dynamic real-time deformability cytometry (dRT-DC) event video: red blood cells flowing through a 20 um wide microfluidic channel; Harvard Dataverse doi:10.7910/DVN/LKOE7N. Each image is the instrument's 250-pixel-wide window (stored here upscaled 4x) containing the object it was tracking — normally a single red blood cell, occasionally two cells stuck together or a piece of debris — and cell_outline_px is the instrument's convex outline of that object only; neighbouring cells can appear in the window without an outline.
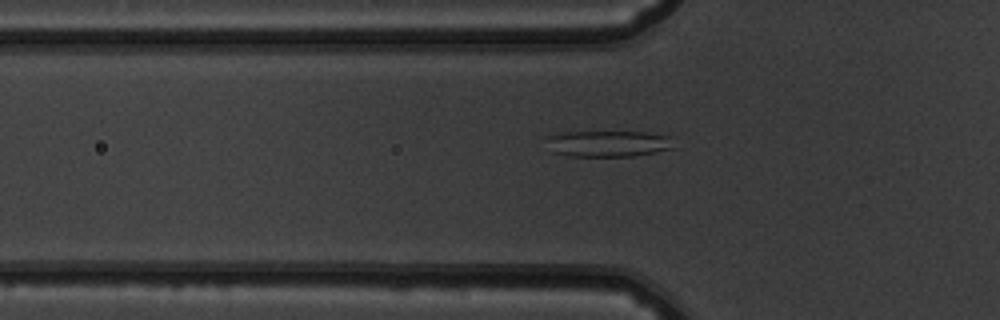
{"species": "common noctule bat (a hibernating species)", "species_latin": "Nyctalus noctula", "temperature_condition": "warm", "stored_images_in_passage": 36, "camera_frame_rate_fps": 3000, "um_per_image_px": 0.085, "animal": {"sex": "male", "body_mass_g": 19.5, "forearm_length_mm": 54.6}, "frame": {"image": 1, "passage_image": 3, "time_ms": 0.667, "image_size_px": [1000, 320], "cell_outline_px": [[672, 148], [656, 152], [632, 156], [568, 156], [552, 152], [544, 140], [544, 136], [564, 132], [648, 132], [672, 136]], "centroid_in_image_um": [51.64, 12.2], "position_along_channel_um": 74.2, "area_um2": 19.71}}
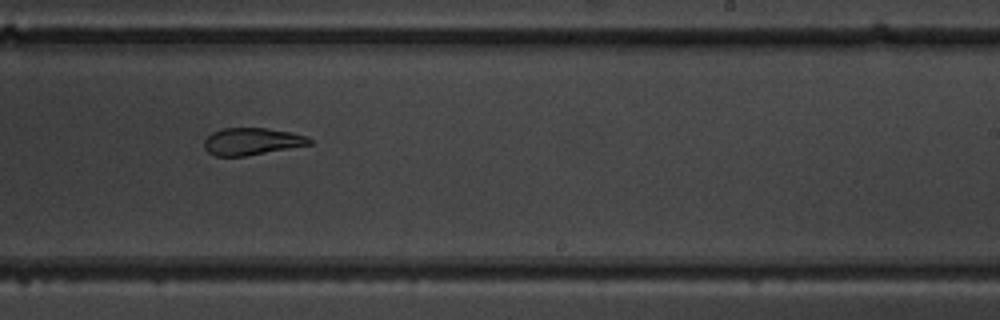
{"frame": {"image": 2, "passage_image": 18, "time_ms": 5.667, "image_size_px": [1000, 320], "cell_outline_px": [[312, 144], [248, 156], [216, 156], [208, 152], [204, 148], [204, 140], [212, 132], [224, 128], [268, 128], [292, 132], [308, 136], [312, 140]], "centroid_in_image_um": [21.43, 12.02], "position_along_channel_um": 267.6, "area_um2": 16.82}}
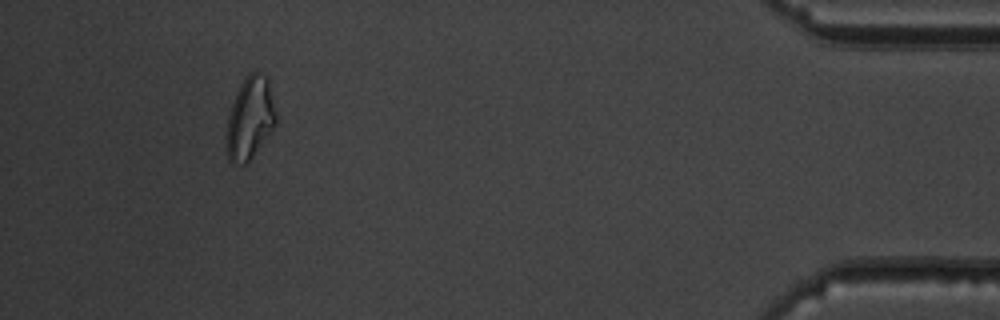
{"frame": {"image": 3, "passage_image": 34, "time_ms": 11.0, "image_size_px": [1000, 320], "cell_outline_px": [[276, 124], [252, 156], [244, 164], [240, 164], [228, 160], [224, 140], [228, 116], [236, 92], [244, 76], [248, 72], [256, 72], [268, 76], [276, 112]], "centroid_in_image_um": [21.23, 10.01], "position_along_channel_um": 414.0, "area_um2": 23.93}, "authors_computed_cell_mechanics": {"area_um2": 18.1492, "velocity_mm_per_s": 3.8731, "shape_relaxation_time_tau1_ms": null, "shape_relaxation_time_tau2_ms": 3.1122, "deformation_change_tau1": null, "deformation_change_tau2": 0.0912}}